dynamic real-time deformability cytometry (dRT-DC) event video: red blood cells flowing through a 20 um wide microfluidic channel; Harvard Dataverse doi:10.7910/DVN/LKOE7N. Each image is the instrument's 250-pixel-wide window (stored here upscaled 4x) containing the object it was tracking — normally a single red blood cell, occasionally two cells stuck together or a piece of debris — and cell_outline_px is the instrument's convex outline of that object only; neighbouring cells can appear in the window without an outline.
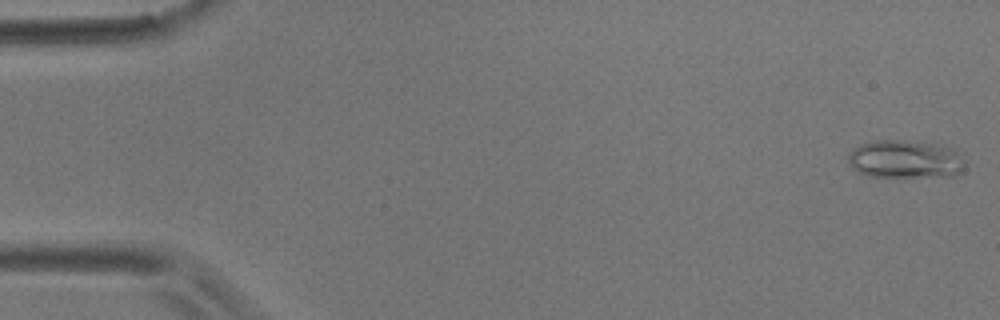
{"species": "common noctule bat (a hibernating species)", "species_latin": "Nyctalus noctula", "temperature_condition": "room temperature", "stored_images_in_passage": 55, "camera_frame_rate_fps": 3000, "um_per_image_px": 0.085, "animal": {"sex": "male", "body_mass_g": 17.9}, "frame": {"image": 1, "passage_image": 1, "time_ms": 0.0, "image_size_px": [1000, 320], "cell_outline_px": [[964, 168], [956, 176], [868, 176], [860, 172], [848, 164], [848, 152], [852, 148], [860, 144], [872, 140], [904, 140], [936, 144], [952, 148], [964, 160]], "centroid_in_image_um": [76.91, 13.52], "position_along_channel_um": 8.1, "area_um2": 25.95}}
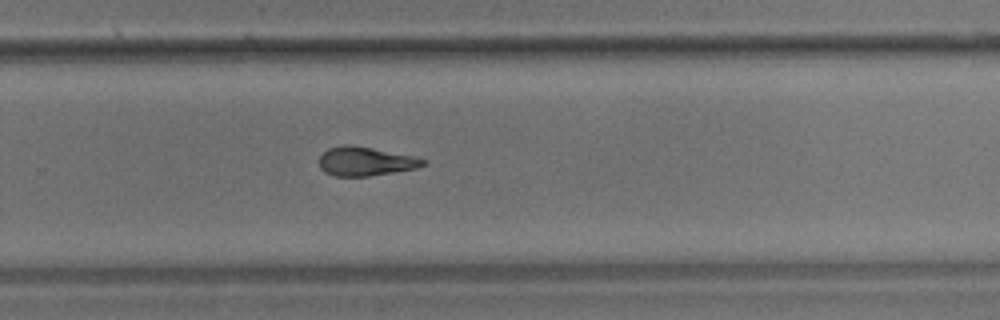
{"frame": {"image": 2, "passage_image": 36, "time_ms": 11.667, "image_size_px": [1000, 320], "cell_outline_px": [[428, 164], [416, 168], [368, 176], [332, 176], [324, 172], [320, 168], [320, 156], [328, 148], [344, 144], [352, 144], [412, 156], [424, 160]], "centroid_in_image_um": [31.02, 13.71], "position_along_channel_um": 298.8, "area_um2": 17.4}}
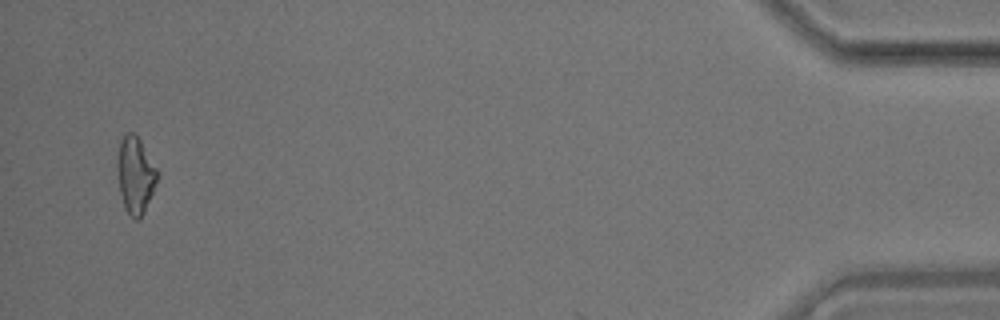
{"frame": {"image": 3, "passage_image": 53, "time_ms": 17.333, "image_size_px": [1000, 320], "cell_outline_px": [[156, 184], [144, 212], [140, 220], [136, 220], [124, 208], [120, 192], [116, 168], [116, 160], [120, 140], [128, 132], [132, 132], [140, 140], [156, 168]], "centroid_in_image_um": [11.47, 14.89], "position_along_channel_um": 423.7, "area_um2": 17.63}, "authors_computed_cell_mechanics": {"area_um2": 18.1492, "velocity_mm_per_s": 3.6426, "shape_relaxation_time_tau1_ms": 9.1454, "shape_relaxation_time_tau2_ms": 4.6788, "deformation_change_tau1": 0.2265, "deformation_change_tau2": 0.1259}}